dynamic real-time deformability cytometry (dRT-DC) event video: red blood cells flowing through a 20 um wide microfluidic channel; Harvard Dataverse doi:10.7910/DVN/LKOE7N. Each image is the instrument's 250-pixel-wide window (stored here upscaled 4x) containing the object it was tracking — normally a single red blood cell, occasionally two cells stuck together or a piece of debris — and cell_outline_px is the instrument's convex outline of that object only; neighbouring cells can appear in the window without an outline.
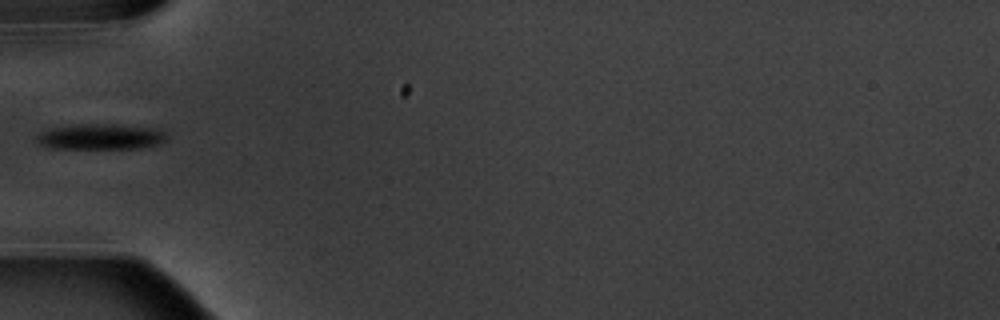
{"species": "common noctule bat (a hibernating species)", "species_latin": "Nyctalus noctula", "temperature_condition": "warm", "stored_images_in_passage": 6, "camera_frame_rate_fps": 3000, "um_per_image_px": 0.085, "animal": {"sex": "male", "body_mass_g": 20.1, "forearm_length_mm": 53.5}, "frame": {"image": 1, "passage_image": 5, "time_ms": 5.667, "image_size_px": [1000, 320], "cell_outline_px": [[168, 140], [160, 144], [140, 148], [52, 148], [40, 144], [36, 140], [36, 136], [40, 132], [52, 128], [72, 124], [116, 124], [160, 128], [168, 132]], "centroid_in_image_um": [8.65, 11.6], "position_along_channel_um": 76.3, "area_um2": 19.83}}